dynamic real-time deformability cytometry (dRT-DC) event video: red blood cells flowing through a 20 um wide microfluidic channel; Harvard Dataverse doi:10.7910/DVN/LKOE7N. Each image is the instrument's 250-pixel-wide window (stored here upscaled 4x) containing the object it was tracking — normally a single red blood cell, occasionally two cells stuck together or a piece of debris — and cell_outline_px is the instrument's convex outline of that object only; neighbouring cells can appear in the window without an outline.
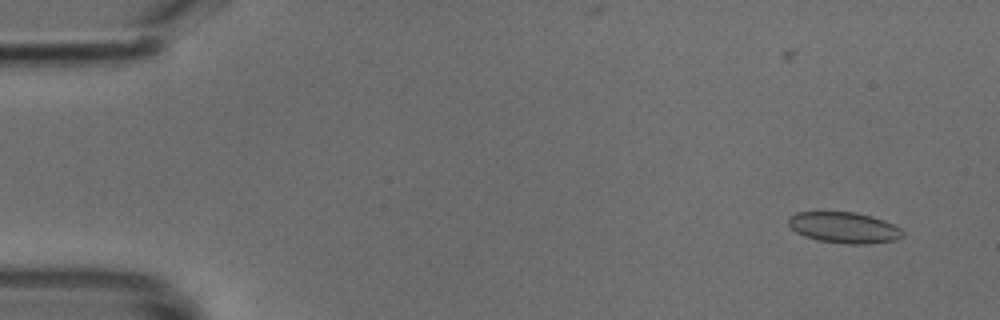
{"species": "common noctule bat (a hibernating species)", "species_latin": "Nyctalus noctula", "temperature_condition": "cold", "stored_images_in_passage": 47, "camera_frame_rate_fps": 3000, "um_per_image_px": 0.085, "animal": {"sex": "male", "body_mass_g": 18.8}, "frame": {"image": 1, "passage_image": 1, "time_ms": 0.0, "image_size_px": [1000, 320], "cell_outline_px": [[904, 236], [896, 240], [868, 244], [848, 244], [820, 240], [804, 236], [796, 232], [788, 224], [788, 216], [796, 212], [856, 212], [872, 216], [884, 220], [900, 228], [904, 232]], "centroid_in_image_um": [71.76, 19.34], "position_along_channel_um": 13.2, "area_um2": 20.69}}
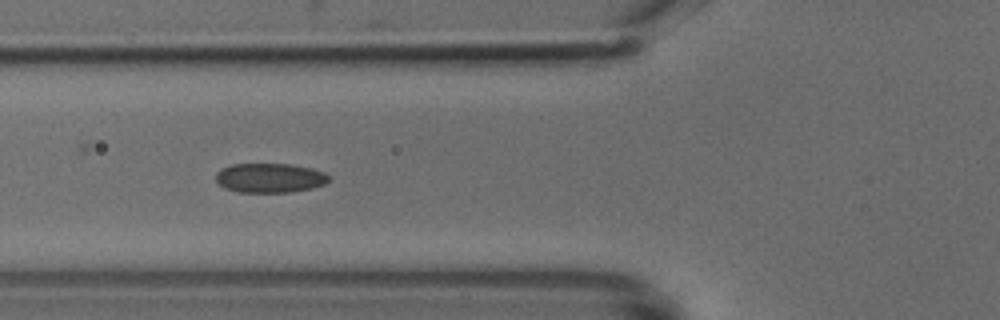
{"frame": {"image": 2, "passage_image": 16, "time_ms": 5.0, "image_size_px": [1000, 320], "cell_outline_px": [[332, 180], [324, 184], [312, 188], [292, 192], [240, 192], [224, 188], [216, 180], [216, 172], [220, 168], [232, 164], [288, 164], [312, 168], [324, 172]], "centroid_in_image_um": [22.94, 15.12], "position_along_channel_um": 102.9, "area_um2": 19.48}}
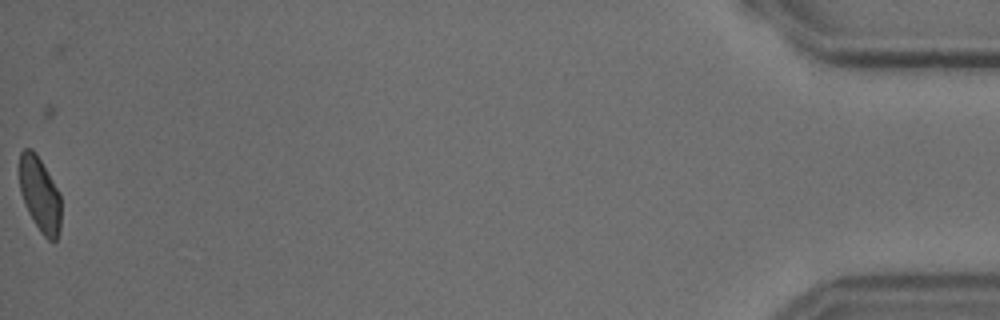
{"frame": {"image": 3, "passage_image": 47, "time_ms": 15.333, "image_size_px": [1000, 320], "cell_outline_px": [[60, 228], [56, 240], [48, 240], [40, 232], [28, 212], [20, 192], [16, 168], [20, 152], [24, 148], [32, 148], [36, 152], [60, 192]], "centroid_in_image_um": [3.33, 16.44], "position_along_channel_um": 431.9, "area_um2": 18.73}}